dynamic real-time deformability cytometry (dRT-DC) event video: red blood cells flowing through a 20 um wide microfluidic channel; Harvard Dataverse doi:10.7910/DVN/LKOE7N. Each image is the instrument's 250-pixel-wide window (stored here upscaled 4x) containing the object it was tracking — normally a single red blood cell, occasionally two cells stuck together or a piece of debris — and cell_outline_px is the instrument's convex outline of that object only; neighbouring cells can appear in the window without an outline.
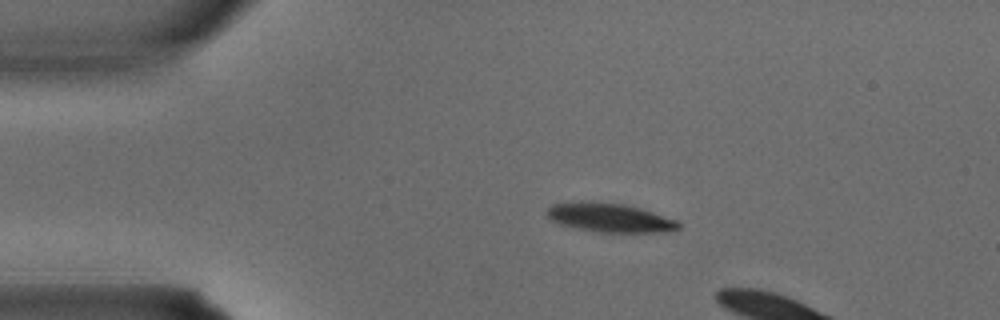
{"species": "common noctule bat (a hibernating species)", "species_latin": "Nyctalus noctula", "temperature_condition": "warm", "stored_images_in_passage": 2, "camera_frame_rate_fps": 3000, "um_per_image_px": 0.085, "animal": {"sex": "male", "body_mass_g": 15.6}, "frame": {"image": 1, "passage_image": 1, "time_ms": 0.0, "image_size_px": [1000, 320], "cell_outline_px": [[680, 228], [664, 232], [600, 232], [576, 228], [560, 224], [552, 220], [548, 216], [548, 208], [552, 204], [624, 204], [640, 208], [676, 220], [680, 224]], "centroid_in_image_um": [51.91, 18.55], "position_along_channel_um": 33.1, "area_um2": 21.04}}